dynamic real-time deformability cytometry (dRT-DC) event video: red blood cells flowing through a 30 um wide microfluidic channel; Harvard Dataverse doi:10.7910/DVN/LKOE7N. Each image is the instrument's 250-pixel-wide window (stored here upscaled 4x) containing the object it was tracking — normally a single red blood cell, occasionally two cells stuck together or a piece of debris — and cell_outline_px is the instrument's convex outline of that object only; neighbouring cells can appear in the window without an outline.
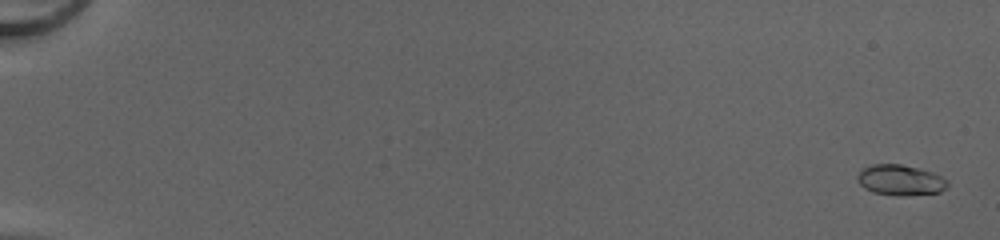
{"species": "common noctule bat (a hibernating species)", "species_latin": "Nyctalus noctula", "temperature_condition": "cold", "stored_images_in_passage": 52, "camera_frame_rate_fps": 3000, "um_per_image_px": 0.085, "animal": {"sex": "female", "body_mass_g": 20.0, "forearm_length_mm": 54.0}, "frame": {"image": 1, "passage_image": 2, "time_ms": 0.333, "image_size_px": [1000, 240], "cell_outline_px": [[948, 184], [940, 192], [908, 196], [896, 196], [872, 192], [864, 188], [856, 180], [856, 176], [864, 168], [872, 164], [900, 164], [920, 168], [932, 172], [948, 180]], "centroid_in_image_um": [76.51, 15.32], "position_along_channel_um": 8.5, "area_um2": 16.18}}
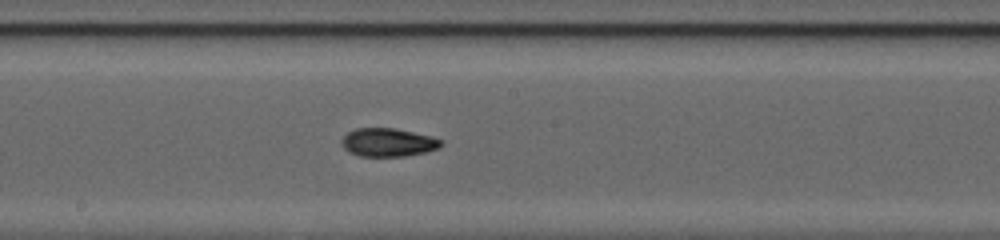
{"frame": {"image": 2, "passage_image": 31, "time_ms": 10.0, "image_size_px": [1000, 240], "cell_outline_px": [[444, 144], [440, 148], [428, 152], [404, 156], [360, 156], [348, 152], [344, 148], [340, 140], [348, 132], [356, 128], [396, 128], [432, 136], [444, 140]], "centroid_in_image_um": [33.03, 12.1], "position_along_channel_um": 215.2, "area_um2": 16.7}}
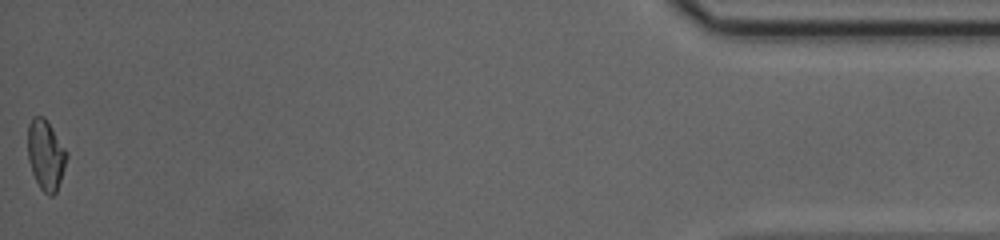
{"frame": {"image": 3, "passage_image": 52, "time_ms": 17.0, "image_size_px": [1000, 240], "cell_outline_px": [[68, 156], [56, 192], [52, 196], [48, 196], [40, 188], [32, 172], [28, 160], [28, 124], [32, 116], [44, 116], [68, 152]], "centroid_in_image_um": [3.88, 13.15], "position_along_channel_um": 431.3, "area_um2": 15.9}, "authors_computed_cell_mechanics": {"area_um2": 15.895, "velocity_mm_per_s": 4.2531, "shape_relaxation_time_tau1_ms": 8.7817, "shape_relaxation_time_tau2_ms": 1.7453, "deformation_change_tau1": 0.2506, "deformation_change_tau2": 0.0721}}